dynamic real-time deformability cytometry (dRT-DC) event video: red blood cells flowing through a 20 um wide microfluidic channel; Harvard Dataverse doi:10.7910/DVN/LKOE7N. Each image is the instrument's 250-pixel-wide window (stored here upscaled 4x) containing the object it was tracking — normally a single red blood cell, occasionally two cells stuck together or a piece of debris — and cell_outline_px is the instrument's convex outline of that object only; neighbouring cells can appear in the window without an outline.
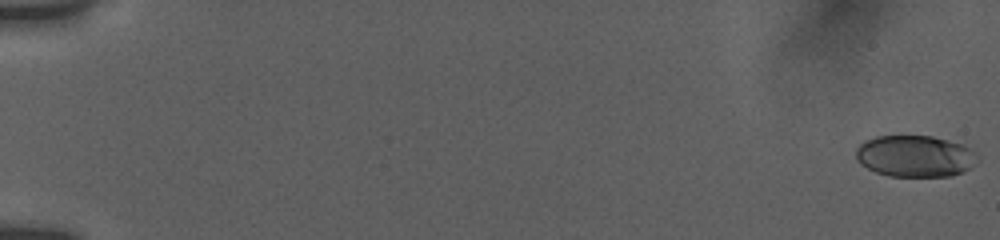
{"species": "human", "species_latin": "Homo sapiens", "temperature_condition": "room temperature", "stored_images_in_passage": 87, "camera_frame_rate_fps": 3000, "um_per_image_px": 0.085, "donor": {"sex": "female"}, "frame": {"image": 1, "passage_image": 1, "time_ms": 0.0, "image_size_px": [1000, 240], "cell_outline_px": [[980, 160], [964, 172], [952, 176], [888, 176], [876, 172], [860, 164], [856, 160], [856, 148], [864, 140], [876, 136], [932, 136], [960, 144], [976, 152]], "centroid_in_image_um": [77.77, 13.28], "position_along_channel_um": 7.2, "area_um2": 29.59}}
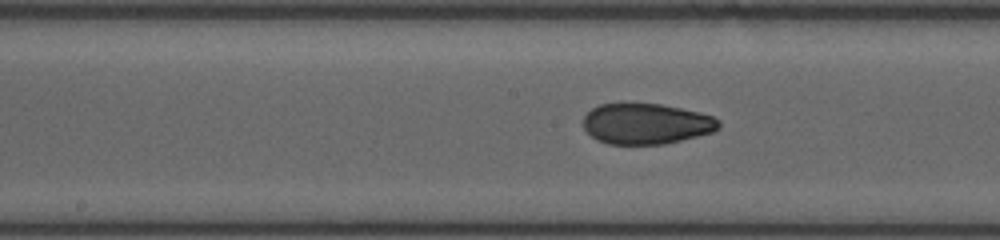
{"frame": {"image": 2, "passage_image": 45, "time_ms": 10.0, "image_size_px": [1000, 240], "cell_outline_px": [[720, 128], [712, 132], [664, 144], [608, 144], [596, 140], [584, 128], [584, 116], [592, 108], [600, 104], [660, 104], [700, 112], [712, 116], [720, 120]], "centroid_in_image_um": [54.94, 10.52], "position_along_channel_um": 193.3, "area_um2": 31.96}}
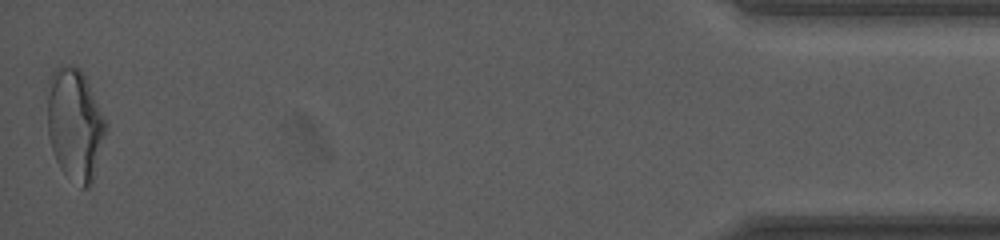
{"frame": {"image": 3, "passage_image": 86, "time_ms": 18.333, "image_size_px": [1000, 240], "cell_outline_px": [[108, 128], [92, 184], [88, 188], [80, 188], [60, 168], [56, 160], [48, 136], [48, 80], [52, 72], [60, 64], [80, 68], [108, 124]], "centroid_in_image_um": [6.38, 10.61], "position_along_channel_um": 428.8, "area_um2": 38.21}, "authors_computed_cell_mechanics": {"area_um2": 32.079, "velocity_mm_per_s": 3.7975, "shape_relaxation_time_tau1_ms": null, "shape_relaxation_time_tau2_ms": 1.2132, "deformation_change_tau1": null, "deformation_change_tau2": 0.0672}}